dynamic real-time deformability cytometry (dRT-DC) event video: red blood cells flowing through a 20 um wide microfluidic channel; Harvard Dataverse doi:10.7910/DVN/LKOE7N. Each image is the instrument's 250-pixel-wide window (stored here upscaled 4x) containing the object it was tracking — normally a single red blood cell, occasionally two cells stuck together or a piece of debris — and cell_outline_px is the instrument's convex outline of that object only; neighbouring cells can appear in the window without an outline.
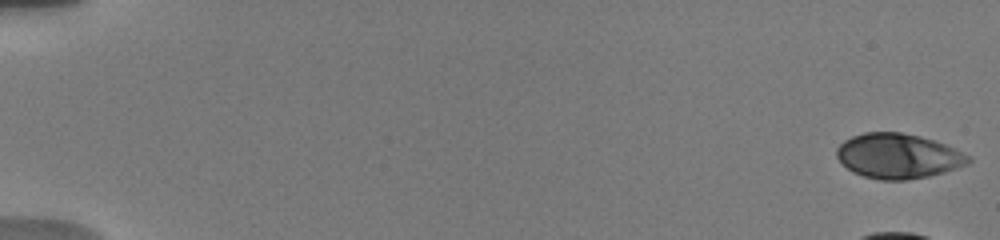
{"species": "human", "species_latin": "Homo sapiens", "temperature_condition": "warm", "stored_images_in_passage": 40, "camera_frame_rate_fps": 3000, "um_per_image_px": 0.085, "donor": {"sex": "male"}, "frame": {"image": 1, "passage_image": 1, "time_ms": 0.0, "image_size_px": [1000, 240], "cell_outline_px": [[972, 160], [968, 164], [944, 172], [928, 176], [908, 180], [880, 180], [864, 176], [852, 172], [836, 156], [836, 148], [844, 140], [852, 136], [864, 132], [900, 132], [920, 136], [944, 144], [972, 156]], "centroid_in_image_um": [76.34, 13.26], "position_along_channel_um": 8.7, "area_um2": 34.45}}
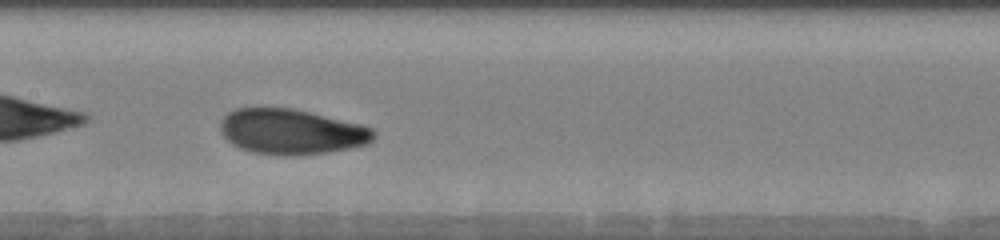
{"frame": {"image": 2, "passage_image": 24, "time_ms": 10.0, "image_size_px": [1000, 240], "cell_outline_px": [[376, 136], [368, 144], [328, 152], [292, 156], [284, 156], [252, 152], [240, 148], [232, 144], [220, 132], [220, 124], [224, 116], [228, 112], [236, 108], [292, 108], [360, 124], [372, 128], [376, 132]], "centroid_in_image_um": [24.76, 11.2], "position_along_channel_um": 182.6, "area_um2": 40.46}}
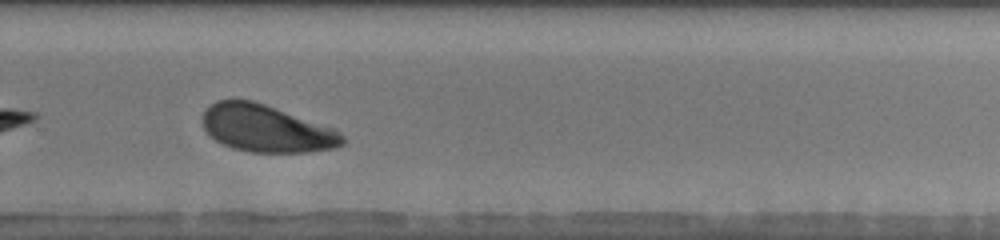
{"frame": {"image": 3, "passage_image": 31, "time_ms": 13.333, "image_size_px": [1000, 240], "cell_outline_px": [[344, 144], [336, 148], [308, 152], [248, 152], [232, 148], [220, 144], [204, 128], [204, 112], [216, 100], [252, 100], [336, 128], [344, 136]], "centroid_in_image_um": [22.69, 10.94], "position_along_channel_um": 307.1, "area_um2": 38.38}, "authors_computed_cell_mechanics": {"area_um2": 38.8994, "velocity_mm_per_s": 3.7498, "shape_relaxation_time_tau1_ms": 2.7227, "shape_relaxation_time_tau2_ms": null, "deformation_change_tau1": 0.1463, "deformation_change_tau2": null}}